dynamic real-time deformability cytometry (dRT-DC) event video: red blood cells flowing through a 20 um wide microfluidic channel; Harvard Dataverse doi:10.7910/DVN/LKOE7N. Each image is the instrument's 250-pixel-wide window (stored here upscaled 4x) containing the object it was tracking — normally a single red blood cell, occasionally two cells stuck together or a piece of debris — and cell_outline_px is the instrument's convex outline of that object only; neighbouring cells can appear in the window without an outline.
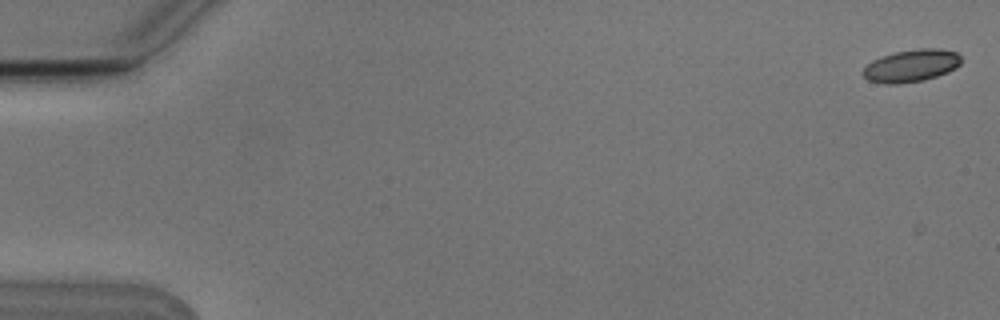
{"species": "Egyptian fruit bat (a non-hibernating species)", "species_latin": "Rousettus aegyptiacus", "temperature_condition": "cold", "stored_images_in_passage": 6, "camera_frame_rate_fps": 3000, "um_per_image_px": 0.085, "animal": {"sex": "male"}, "frame": {"image": 1, "passage_image": 1, "time_ms": 0.0, "image_size_px": [1000, 320], "cell_outline_px": [[960, 64], [956, 68], [948, 72], [924, 80], [896, 84], [884, 84], [868, 80], [860, 72], [872, 60], [896, 52], [920, 48], [936, 48], [956, 52], [960, 56]], "centroid_in_image_um": [77.45, 5.59], "position_along_channel_um": 7.6, "area_um2": 18.44}}